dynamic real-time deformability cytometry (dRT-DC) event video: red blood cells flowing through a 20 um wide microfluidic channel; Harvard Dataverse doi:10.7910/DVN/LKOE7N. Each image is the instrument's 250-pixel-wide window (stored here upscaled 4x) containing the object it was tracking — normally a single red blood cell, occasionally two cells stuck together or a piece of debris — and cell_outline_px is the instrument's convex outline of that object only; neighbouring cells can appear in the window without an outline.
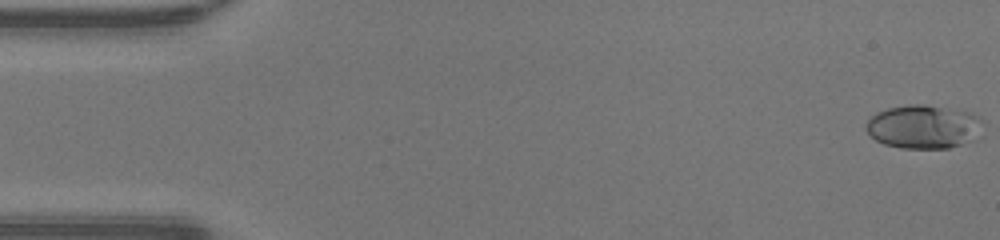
{"species": "human", "species_latin": "Homo sapiens", "temperature_condition": "warm", "stored_images_in_passage": 48, "camera_frame_rate_fps": 3000, "um_per_image_px": 0.085, "donor": {"sex": "male"}, "frame": {"image": 1, "passage_image": 1, "time_ms": 0.0, "image_size_px": [1000, 240], "cell_outline_px": [[980, 120], [972, 140], [948, 148], [900, 148], [884, 144], [876, 140], [864, 128], [864, 124], [876, 112], [888, 108], [912, 104], [924, 104], [972, 112], [980, 116]], "centroid_in_image_um": [78.42, 10.76], "position_along_channel_um": 6.6, "area_um2": 29.3}}
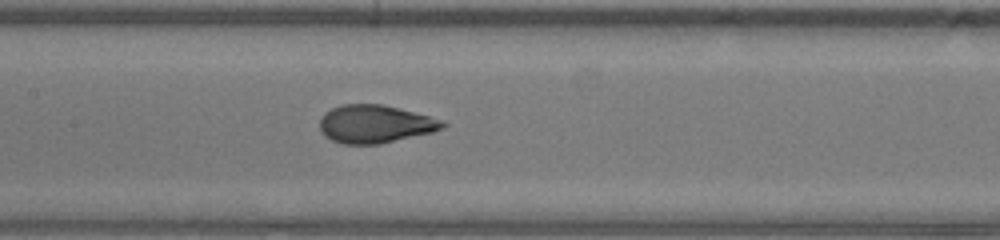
{"frame": {"image": 2, "passage_image": 23, "time_ms": 7.333, "image_size_px": [1000, 240], "cell_outline_px": [[448, 124], [444, 128], [432, 132], [380, 144], [344, 144], [332, 140], [324, 136], [320, 128], [320, 120], [324, 112], [340, 104], [384, 104], [444, 120]], "centroid_in_image_um": [31.89, 10.53], "position_along_channel_um": 175.5, "area_um2": 27.34}}
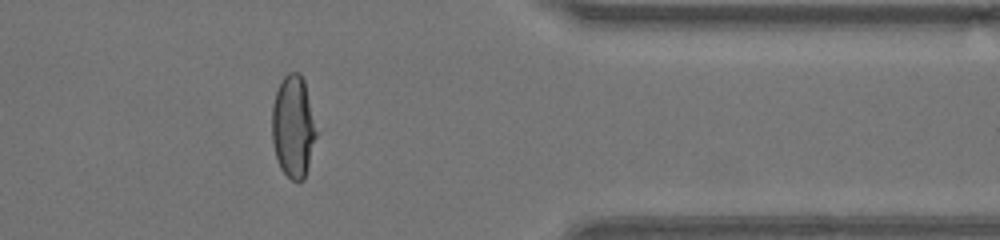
{"frame": {"image": 3, "passage_image": 39, "time_ms": 12.667, "image_size_px": [1000, 240], "cell_outline_px": [[316, 136], [304, 180], [292, 180], [280, 168], [276, 156], [272, 140], [272, 104], [276, 92], [284, 76], [288, 72], [300, 72], [304, 80], [316, 132]], "centroid_in_image_um": [24.9, 10.75], "position_along_channel_um": 386.5, "area_um2": 25.89}, "authors_computed_cell_mechanics": {"area_um2": 27.2816, "velocity_mm_per_s": 4.3235, "shape_relaxation_time_tau1_ms": 7.332, "shape_relaxation_time_tau2_ms": null, "deformation_change_tau1": 0.3182, "deformation_change_tau2": null}}